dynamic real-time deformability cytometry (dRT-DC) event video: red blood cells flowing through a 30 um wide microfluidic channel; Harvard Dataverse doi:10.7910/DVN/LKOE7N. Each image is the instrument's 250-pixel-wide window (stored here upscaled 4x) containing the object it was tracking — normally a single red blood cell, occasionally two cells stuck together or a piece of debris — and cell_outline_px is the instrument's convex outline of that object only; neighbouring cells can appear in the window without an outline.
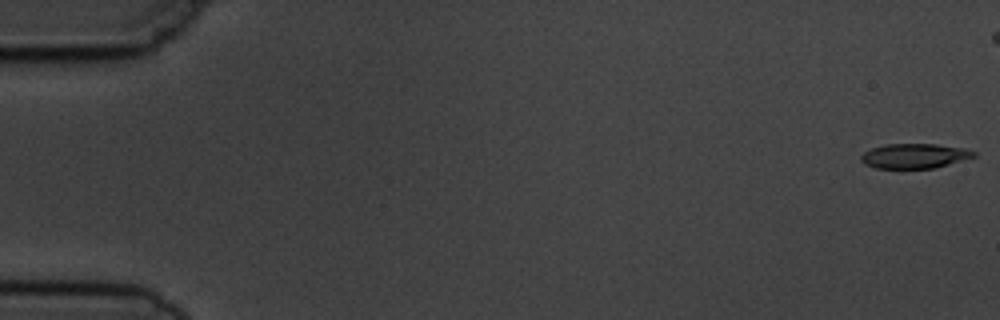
{"species": "common noctule bat (a hibernating species)", "species_latin": "Nyctalus noctula", "temperature_condition": "cold", "stored_images_in_passage": 11, "camera_frame_rate_fps": 3000, "um_per_image_px": 0.085, "animal": {"sex": "male", "body_mass_g": 19.5, "forearm_length_mm": 54.6}, "frame": {"image": 1, "passage_image": 1, "time_ms": 0.0, "image_size_px": [1000, 320], "cell_outline_px": [[976, 156], [948, 164], [932, 168], [876, 168], [864, 164], [860, 160], [860, 156], [864, 152], [872, 148], [884, 144], [936, 144], [964, 148], [976, 152]], "centroid_in_image_um": [77.7, 13.25], "position_along_channel_um": 7.3, "area_um2": 16.18}}
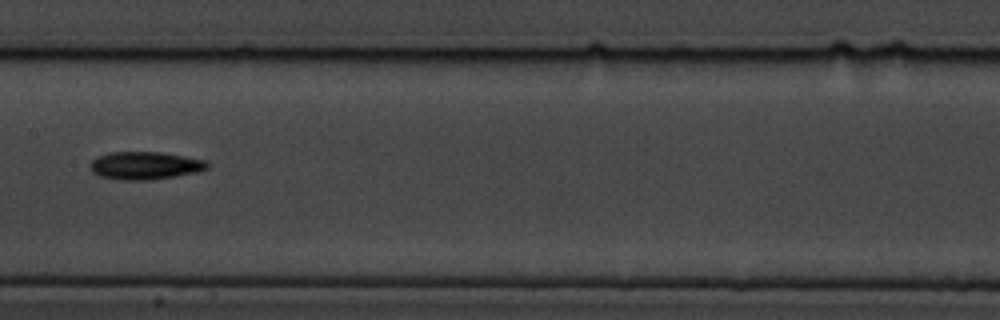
{"frame": {"image": 2, "passage_image": 8, "time_ms": 9.0, "image_size_px": [1000, 320], "cell_outline_px": [[208, 168], [196, 172], [176, 176], [152, 180], [120, 180], [100, 176], [92, 172], [88, 164], [96, 156], [108, 152], [160, 152], [208, 160]], "centroid_in_image_um": [12.3, 14.07], "position_along_channel_um": 195.1, "area_um2": 19.19}}
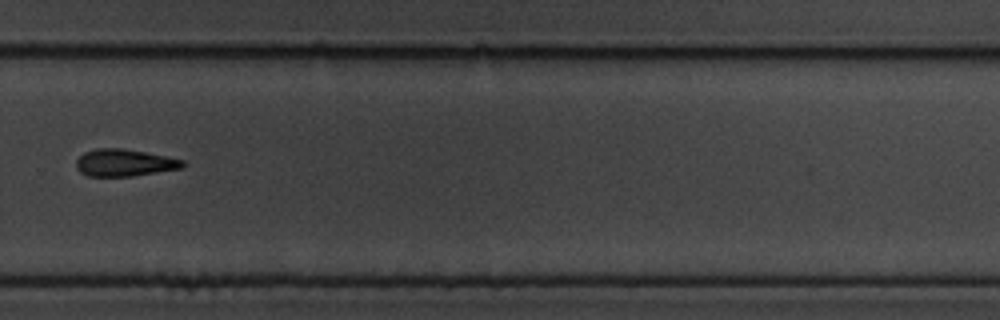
{"frame": {"image": 3, "passage_image": 11, "time_ms": 12.333, "image_size_px": [1000, 320], "cell_outline_px": [[188, 164], [184, 168], [132, 176], [88, 176], [80, 172], [76, 168], [76, 160], [84, 152], [96, 148], [120, 148], [144, 152], [184, 160]], "centroid_in_image_um": [10.59, 13.84], "position_along_channel_um": 319.2, "area_um2": 16.88}}